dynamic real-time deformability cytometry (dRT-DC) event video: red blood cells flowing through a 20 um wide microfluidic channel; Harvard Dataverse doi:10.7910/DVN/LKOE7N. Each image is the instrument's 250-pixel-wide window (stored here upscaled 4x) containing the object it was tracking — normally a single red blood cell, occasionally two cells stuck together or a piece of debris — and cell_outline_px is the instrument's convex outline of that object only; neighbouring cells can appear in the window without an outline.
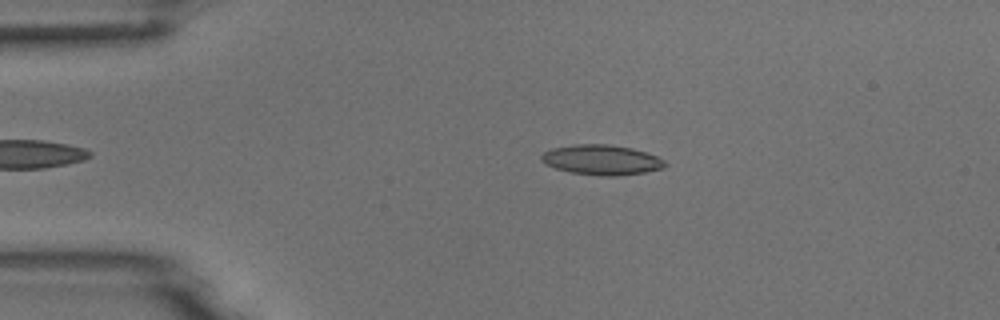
{"species": "common noctule bat (a hibernating species)", "species_latin": "Nyctalus noctula", "temperature_condition": "room temperature", "stored_images_in_passage": 40, "camera_frame_rate_fps": 3000, "um_per_image_px": 0.085, "animal": {"sex": "male", "body_mass_g": 18.8}, "frame": {"image": 1, "passage_image": 4, "time_ms": 1.0, "image_size_px": [1000, 320], "cell_outline_px": [[668, 164], [664, 168], [644, 172], [620, 176], [604, 176], [572, 172], [556, 168], [544, 164], [540, 160], [540, 156], [544, 152], [552, 148], [572, 144], [608, 144], [632, 148], [656, 156], [664, 160]], "centroid_in_image_um": [51.12, 13.58], "position_along_channel_um": 33.9, "area_um2": 21.68}}
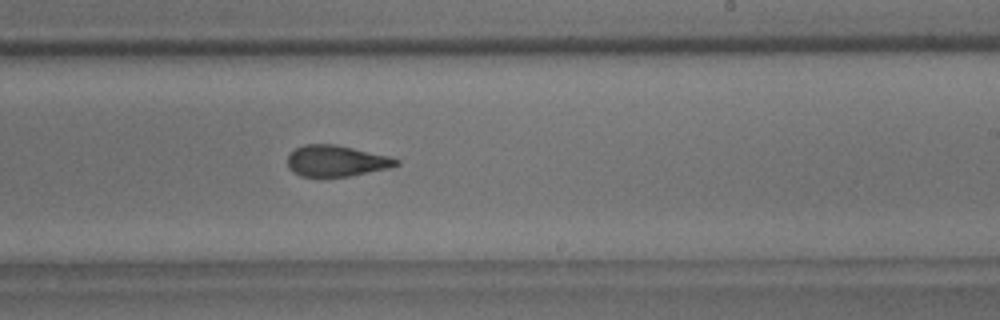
{"frame": {"image": 2, "passage_image": 25, "time_ms": 8.0, "image_size_px": [1000, 320], "cell_outline_px": [[400, 164], [388, 168], [348, 176], [300, 176], [292, 172], [288, 168], [288, 156], [296, 148], [304, 144], [336, 144], [388, 156], [400, 160]], "centroid_in_image_um": [28.56, 13.67], "position_along_channel_um": 260.4, "area_um2": 19.54}}
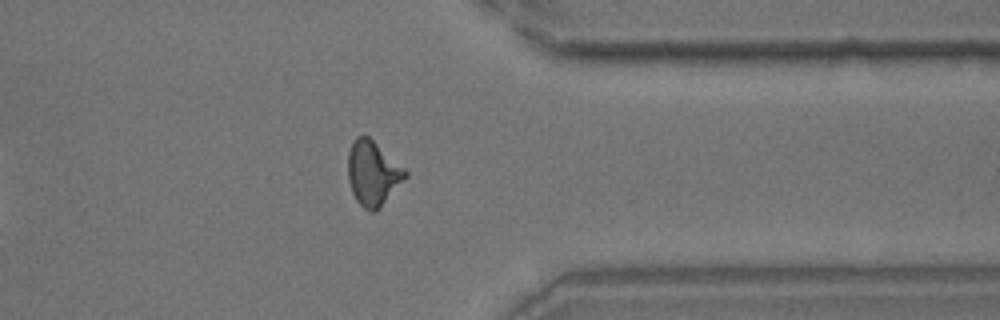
{"frame": {"image": 3, "passage_image": 35, "time_ms": 11.333, "image_size_px": [1000, 320], "cell_outline_px": [[408, 176], [380, 208], [376, 212], [368, 212], [356, 200], [352, 192], [348, 180], [348, 152], [352, 140], [356, 136], [364, 132], [404, 168], [408, 172]], "centroid_in_image_um": [31.67, 14.71], "position_along_channel_um": 379.7, "area_um2": 21.85}}